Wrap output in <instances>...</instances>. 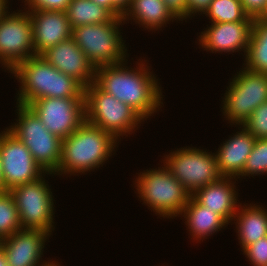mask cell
Wrapping results in <instances>:
<instances>
[{"instance_id":"cell-1","label":"cell","mask_w":267,"mask_h":266,"mask_svg":"<svg viewBox=\"0 0 267 266\" xmlns=\"http://www.w3.org/2000/svg\"><path fill=\"white\" fill-rule=\"evenodd\" d=\"M131 59L135 66H131V61L127 60L97 67L95 83L103 91L133 108L148 123L147 120L155 117L156 113L158 115L164 107L165 95L161 79L154 74L156 72L152 70L149 59L144 56L137 61ZM129 62L131 65H128Z\"/></svg>"},{"instance_id":"cell-21","label":"cell","mask_w":267,"mask_h":266,"mask_svg":"<svg viewBox=\"0 0 267 266\" xmlns=\"http://www.w3.org/2000/svg\"><path fill=\"white\" fill-rule=\"evenodd\" d=\"M125 24H137L141 30L151 32L164 30L170 23H182L166 6L163 0H132L123 14ZM130 21V22H129Z\"/></svg>"},{"instance_id":"cell-22","label":"cell","mask_w":267,"mask_h":266,"mask_svg":"<svg viewBox=\"0 0 267 266\" xmlns=\"http://www.w3.org/2000/svg\"><path fill=\"white\" fill-rule=\"evenodd\" d=\"M245 202L246 200L239 205L231 223V227L235 224L234 231L237 234L240 251L267 236V206L262 203L260 205L258 201L249 204Z\"/></svg>"},{"instance_id":"cell-24","label":"cell","mask_w":267,"mask_h":266,"mask_svg":"<svg viewBox=\"0 0 267 266\" xmlns=\"http://www.w3.org/2000/svg\"><path fill=\"white\" fill-rule=\"evenodd\" d=\"M242 65L255 72L267 73V23L254 18L248 50Z\"/></svg>"},{"instance_id":"cell-3","label":"cell","mask_w":267,"mask_h":266,"mask_svg":"<svg viewBox=\"0 0 267 266\" xmlns=\"http://www.w3.org/2000/svg\"><path fill=\"white\" fill-rule=\"evenodd\" d=\"M9 77L17 80L16 103L29 105L40 98L85 97V87L74 77L58 71L42 56H34L17 64Z\"/></svg>"},{"instance_id":"cell-27","label":"cell","mask_w":267,"mask_h":266,"mask_svg":"<svg viewBox=\"0 0 267 266\" xmlns=\"http://www.w3.org/2000/svg\"><path fill=\"white\" fill-rule=\"evenodd\" d=\"M267 175V138L256 139L252 152L247 158L242 174L237 178L239 181L248 177Z\"/></svg>"},{"instance_id":"cell-41","label":"cell","mask_w":267,"mask_h":266,"mask_svg":"<svg viewBox=\"0 0 267 266\" xmlns=\"http://www.w3.org/2000/svg\"><path fill=\"white\" fill-rule=\"evenodd\" d=\"M2 241H3V240L0 238V250H1Z\"/></svg>"},{"instance_id":"cell-37","label":"cell","mask_w":267,"mask_h":266,"mask_svg":"<svg viewBox=\"0 0 267 266\" xmlns=\"http://www.w3.org/2000/svg\"><path fill=\"white\" fill-rule=\"evenodd\" d=\"M0 266H9L7 263V258L3 250H0Z\"/></svg>"},{"instance_id":"cell-32","label":"cell","mask_w":267,"mask_h":266,"mask_svg":"<svg viewBox=\"0 0 267 266\" xmlns=\"http://www.w3.org/2000/svg\"><path fill=\"white\" fill-rule=\"evenodd\" d=\"M166 6L182 23L187 22V0H163Z\"/></svg>"},{"instance_id":"cell-30","label":"cell","mask_w":267,"mask_h":266,"mask_svg":"<svg viewBox=\"0 0 267 266\" xmlns=\"http://www.w3.org/2000/svg\"><path fill=\"white\" fill-rule=\"evenodd\" d=\"M25 10L66 11L71 0H20Z\"/></svg>"},{"instance_id":"cell-9","label":"cell","mask_w":267,"mask_h":266,"mask_svg":"<svg viewBox=\"0 0 267 266\" xmlns=\"http://www.w3.org/2000/svg\"><path fill=\"white\" fill-rule=\"evenodd\" d=\"M45 173L36 181L13 187L10 192L14 197L22 229H40L53 235L55 226L56 198ZM55 203V204H54Z\"/></svg>"},{"instance_id":"cell-19","label":"cell","mask_w":267,"mask_h":266,"mask_svg":"<svg viewBox=\"0 0 267 266\" xmlns=\"http://www.w3.org/2000/svg\"><path fill=\"white\" fill-rule=\"evenodd\" d=\"M238 182L234 177L222 176L217 181L198 189L192 196L207 209L218 213L230 225L242 203L239 199L240 190L236 185Z\"/></svg>"},{"instance_id":"cell-8","label":"cell","mask_w":267,"mask_h":266,"mask_svg":"<svg viewBox=\"0 0 267 266\" xmlns=\"http://www.w3.org/2000/svg\"><path fill=\"white\" fill-rule=\"evenodd\" d=\"M240 67L229 78L220 99L222 118L230 126L242 125L258 106L267 101V73Z\"/></svg>"},{"instance_id":"cell-34","label":"cell","mask_w":267,"mask_h":266,"mask_svg":"<svg viewBox=\"0 0 267 266\" xmlns=\"http://www.w3.org/2000/svg\"><path fill=\"white\" fill-rule=\"evenodd\" d=\"M98 5L108 8L116 17H123V13L113 4L112 0H92Z\"/></svg>"},{"instance_id":"cell-28","label":"cell","mask_w":267,"mask_h":266,"mask_svg":"<svg viewBox=\"0 0 267 266\" xmlns=\"http://www.w3.org/2000/svg\"><path fill=\"white\" fill-rule=\"evenodd\" d=\"M256 139L267 138V101L258 106L242 124Z\"/></svg>"},{"instance_id":"cell-2","label":"cell","mask_w":267,"mask_h":266,"mask_svg":"<svg viewBox=\"0 0 267 266\" xmlns=\"http://www.w3.org/2000/svg\"><path fill=\"white\" fill-rule=\"evenodd\" d=\"M118 141L112 134L86 120L71 135L62 140V156L57 177L89 175L96 172L118 151ZM96 170V171H95Z\"/></svg>"},{"instance_id":"cell-33","label":"cell","mask_w":267,"mask_h":266,"mask_svg":"<svg viewBox=\"0 0 267 266\" xmlns=\"http://www.w3.org/2000/svg\"><path fill=\"white\" fill-rule=\"evenodd\" d=\"M245 12L253 17L258 18L267 6V0H241Z\"/></svg>"},{"instance_id":"cell-16","label":"cell","mask_w":267,"mask_h":266,"mask_svg":"<svg viewBox=\"0 0 267 266\" xmlns=\"http://www.w3.org/2000/svg\"><path fill=\"white\" fill-rule=\"evenodd\" d=\"M31 17L36 56L72 38L73 29L65 11L27 10Z\"/></svg>"},{"instance_id":"cell-6","label":"cell","mask_w":267,"mask_h":266,"mask_svg":"<svg viewBox=\"0 0 267 266\" xmlns=\"http://www.w3.org/2000/svg\"><path fill=\"white\" fill-rule=\"evenodd\" d=\"M123 25V17L108 23L81 25L73 28L72 38L95 68L123 63L131 54L122 36Z\"/></svg>"},{"instance_id":"cell-26","label":"cell","mask_w":267,"mask_h":266,"mask_svg":"<svg viewBox=\"0 0 267 266\" xmlns=\"http://www.w3.org/2000/svg\"><path fill=\"white\" fill-rule=\"evenodd\" d=\"M21 228L13 195L7 190L0 192V238L10 237Z\"/></svg>"},{"instance_id":"cell-7","label":"cell","mask_w":267,"mask_h":266,"mask_svg":"<svg viewBox=\"0 0 267 266\" xmlns=\"http://www.w3.org/2000/svg\"><path fill=\"white\" fill-rule=\"evenodd\" d=\"M15 105L17 118L6 128L24 143L45 173L54 174L61 161L62 139L50 133L29 106Z\"/></svg>"},{"instance_id":"cell-20","label":"cell","mask_w":267,"mask_h":266,"mask_svg":"<svg viewBox=\"0 0 267 266\" xmlns=\"http://www.w3.org/2000/svg\"><path fill=\"white\" fill-rule=\"evenodd\" d=\"M179 217L183 219L186 232L194 244L203 243L229 225L218 213L201 205L192 195Z\"/></svg>"},{"instance_id":"cell-35","label":"cell","mask_w":267,"mask_h":266,"mask_svg":"<svg viewBox=\"0 0 267 266\" xmlns=\"http://www.w3.org/2000/svg\"><path fill=\"white\" fill-rule=\"evenodd\" d=\"M112 2L124 14L130 7L132 0H112Z\"/></svg>"},{"instance_id":"cell-40","label":"cell","mask_w":267,"mask_h":266,"mask_svg":"<svg viewBox=\"0 0 267 266\" xmlns=\"http://www.w3.org/2000/svg\"><path fill=\"white\" fill-rule=\"evenodd\" d=\"M62 261L61 262H58V260H55L51 265L49 266H64V265H61Z\"/></svg>"},{"instance_id":"cell-13","label":"cell","mask_w":267,"mask_h":266,"mask_svg":"<svg viewBox=\"0 0 267 266\" xmlns=\"http://www.w3.org/2000/svg\"><path fill=\"white\" fill-rule=\"evenodd\" d=\"M48 131L62 140L86 120L85 97L40 98L28 105Z\"/></svg>"},{"instance_id":"cell-38","label":"cell","mask_w":267,"mask_h":266,"mask_svg":"<svg viewBox=\"0 0 267 266\" xmlns=\"http://www.w3.org/2000/svg\"><path fill=\"white\" fill-rule=\"evenodd\" d=\"M258 19L261 22L267 23V6H266L265 10L260 14V16L258 17Z\"/></svg>"},{"instance_id":"cell-14","label":"cell","mask_w":267,"mask_h":266,"mask_svg":"<svg viewBox=\"0 0 267 266\" xmlns=\"http://www.w3.org/2000/svg\"><path fill=\"white\" fill-rule=\"evenodd\" d=\"M253 21L254 18L250 16L246 21L209 23L201 32H197L195 45L198 43L199 49H203L200 51H206L207 54L229 56L235 52L241 54L243 60L248 50Z\"/></svg>"},{"instance_id":"cell-25","label":"cell","mask_w":267,"mask_h":266,"mask_svg":"<svg viewBox=\"0 0 267 266\" xmlns=\"http://www.w3.org/2000/svg\"><path fill=\"white\" fill-rule=\"evenodd\" d=\"M209 23L246 21L250 16L243 9L241 0H212L202 15Z\"/></svg>"},{"instance_id":"cell-18","label":"cell","mask_w":267,"mask_h":266,"mask_svg":"<svg viewBox=\"0 0 267 266\" xmlns=\"http://www.w3.org/2000/svg\"><path fill=\"white\" fill-rule=\"evenodd\" d=\"M231 127H236L235 132H237L227 135L228 139L225 141L223 139L214 153L220 174L237 179L243 172L256 138L243 125H231Z\"/></svg>"},{"instance_id":"cell-11","label":"cell","mask_w":267,"mask_h":266,"mask_svg":"<svg viewBox=\"0 0 267 266\" xmlns=\"http://www.w3.org/2000/svg\"><path fill=\"white\" fill-rule=\"evenodd\" d=\"M35 56L31 17L25 9L10 8L0 19V67L9 73Z\"/></svg>"},{"instance_id":"cell-31","label":"cell","mask_w":267,"mask_h":266,"mask_svg":"<svg viewBox=\"0 0 267 266\" xmlns=\"http://www.w3.org/2000/svg\"><path fill=\"white\" fill-rule=\"evenodd\" d=\"M211 2L212 0H187V20L195 19L198 15L201 18Z\"/></svg>"},{"instance_id":"cell-15","label":"cell","mask_w":267,"mask_h":266,"mask_svg":"<svg viewBox=\"0 0 267 266\" xmlns=\"http://www.w3.org/2000/svg\"><path fill=\"white\" fill-rule=\"evenodd\" d=\"M53 235L40 229H20L2 241L9 266H49L56 258L43 259L46 243Z\"/></svg>"},{"instance_id":"cell-29","label":"cell","mask_w":267,"mask_h":266,"mask_svg":"<svg viewBox=\"0 0 267 266\" xmlns=\"http://www.w3.org/2000/svg\"><path fill=\"white\" fill-rule=\"evenodd\" d=\"M252 266H267V236L260 238L242 250Z\"/></svg>"},{"instance_id":"cell-5","label":"cell","mask_w":267,"mask_h":266,"mask_svg":"<svg viewBox=\"0 0 267 266\" xmlns=\"http://www.w3.org/2000/svg\"><path fill=\"white\" fill-rule=\"evenodd\" d=\"M84 95L86 121L120 142L124 136L126 139L133 133L136 135L146 122L133 108L103 91L95 82L85 87Z\"/></svg>"},{"instance_id":"cell-10","label":"cell","mask_w":267,"mask_h":266,"mask_svg":"<svg viewBox=\"0 0 267 266\" xmlns=\"http://www.w3.org/2000/svg\"><path fill=\"white\" fill-rule=\"evenodd\" d=\"M161 157L160 161L191 195L222 177L215 153L207 148L191 144L173 148Z\"/></svg>"},{"instance_id":"cell-17","label":"cell","mask_w":267,"mask_h":266,"mask_svg":"<svg viewBox=\"0 0 267 266\" xmlns=\"http://www.w3.org/2000/svg\"><path fill=\"white\" fill-rule=\"evenodd\" d=\"M41 56L58 71L74 77L84 87L95 82L96 68L73 38L49 48Z\"/></svg>"},{"instance_id":"cell-36","label":"cell","mask_w":267,"mask_h":266,"mask_svg":"<svg viewBox=\"0 0 267 266\" xmlns=\"http://www.w3.org/2000/svg\"><path fill=\"white\" fill-rule=\"evenodd\" d=\"M10 2L12 3L11 0H0V19L10 9V7L12 8V4H10Z\"/></svg>"},{"instance_id":"cell-4","label":"cell","mask_w":267,"mask_h":266,"mask_svg":"<svg viewBox=\"0 0 267 266\" xmlns=\"http://www.w3.org/2000/svg\"><path fill=\"white\" fill-rule=\"evenodd\" d=\"M162 165H161V164ZM159 167L135 173L133 190L142 205L161 220L179 218L191 194L160 161ZM137 174V176H136Z\"/></svg>"},{"instance_id":"cell-23","label":"cell","mask_w":267,"mask_h":266,"mask_svg":"<svg viewBox=\"0 0 267 266\" xmlns=\"http://www.w3.org/2000/svg\"><path fill=\"white\" fill-rule=\"evenodd\" d=\"M65 12L72 29L81 25L108 23L116 17L108 8L92 0H71Z\"/></svg>"},{"instance_id":"cell-39","label":"cell","mask_w":267,"mask_h":266,"mask_svg":"<svg viewBox=\"0 0 267 266\" xmlns=\"http://www.w3.org/2000/svg\"><path fill=\"white\" fill-rule=\"evenodd\" d=\"M4 191L3 186V176H2V169H1V159H0V192Z\"/></svg>"},{"instance_id":"cell-12","label":"cell","mask_w":267,"mask_h":266,"mask_svg":"<svg viewBox=\"0 0 267 266\" xmlns=\"http://www.w3.org/2000/svg\"><path fill=\"white\" fill-rule=\"evenodd\" d=\"M0 159L4 191L36 181L45 174L24 143L6 127L0 130Z\"/></svg>"}]
</instances>
